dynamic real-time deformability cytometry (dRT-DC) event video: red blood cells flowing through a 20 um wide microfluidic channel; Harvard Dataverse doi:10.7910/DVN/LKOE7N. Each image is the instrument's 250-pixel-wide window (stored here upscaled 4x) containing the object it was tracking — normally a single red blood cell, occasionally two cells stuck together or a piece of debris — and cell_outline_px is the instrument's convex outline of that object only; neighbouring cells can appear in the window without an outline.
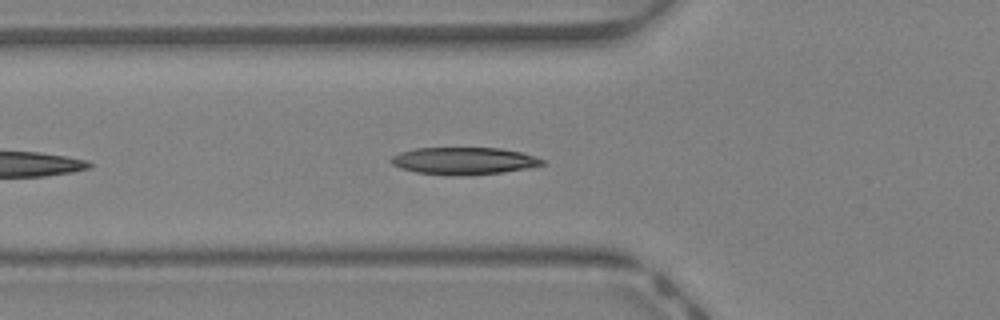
{"species": "Egyptian fruit bat (a non-hibernating species)", "species_latin": "Rousettus aegyptiacus", "temperature_condition": "warm", "stored_images_in_passage": 26, "camera_frame_rate_fps": 3000, "um_per_image_px": 0.085, "animal": {"sex": "female"}, "frame": {"image": 1, "passage_image": 5, "time_ms": 1.333, "image_size_px": [1000, 320], "cell_outline_px": [[544, 164], [504, 172], [464, 176], [452, 176], [416, 172], [400, 168], [392, 164], [388, 160], [392, 156], [400, 152], [416, 148], [500, 148], [520, 152], [544, 160]], "centroid_in_image_um": [39.36, 13.68], "position_along_channel_um": 86.4, "area_um2": 23.93}}
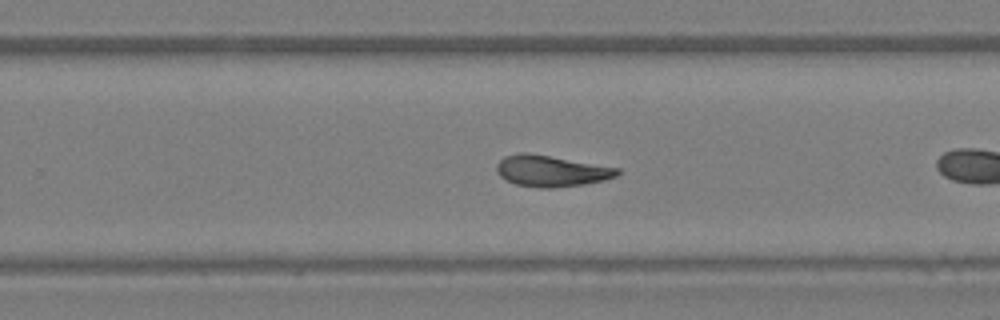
{"frame": {"image": 2, "passage_image": 15, "time_ms": 4.667, "image_size_px": [1000, 320], "cell_outline_px": [[620, 172], [616, 176], [604, 180], [584, 184], [556, 188], [536, 188], [516, 184], [504, 180], [496, 172], [496, 164], [504, 156], [520, 152], [528, 152], [620, 168]], "centroid_in_image_um": [46.81, 14.53], "position_along_channel_um": 283.0, "area_um2": 22.2}, "authors_computed_cell_mechanics": {"area_um2": 21.9929, "velocity_mm_per_s": 4.7691, "shape_relaxation_time_tau1_ms": 3.8339, "shape_relaxation_time_tau2_ms": 1.3563, "deformation_change_tau1": 0.144, "deformation_change_tau2": 0.0908}}